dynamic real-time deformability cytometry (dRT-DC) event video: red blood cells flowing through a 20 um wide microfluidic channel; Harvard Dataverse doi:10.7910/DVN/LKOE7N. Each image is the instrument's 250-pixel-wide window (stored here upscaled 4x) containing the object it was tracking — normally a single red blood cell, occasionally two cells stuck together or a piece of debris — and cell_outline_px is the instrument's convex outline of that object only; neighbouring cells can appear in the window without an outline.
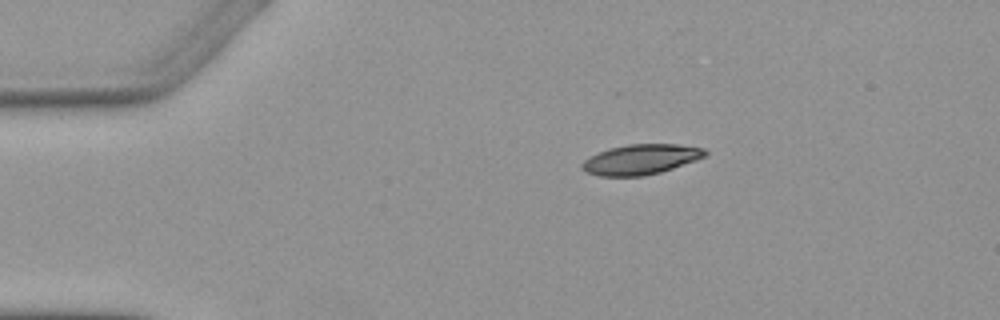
{"species": "Egyptian fruit bat (a non-hibernating species)", "species_latin": "Rousettus aegyptiacus", "temperature_condition": "warm", "stored_images_in_passage": 3, "camera_frame_rate_fps": 3000, "um_per_image_px": 0.085, "animal": {"sex": "female"}, "frame": {"image": 1, "passage_image": 1, "time_ms": 0.0, "image_size_px": [1000, 320], "cell_outline_px": [[708, 152], [704, 156], [696, 160], [660, 172], [644, 176], [600, 176], [584, 172], [580, 168], [580, 164], [584, 160], [608, 148], [628, 144], [676, 144], [704, 148]], "centroid_in_image_um": [54.43, 13.55], "position_along_channel_um": 30.6, "area_um2": 21.56}}
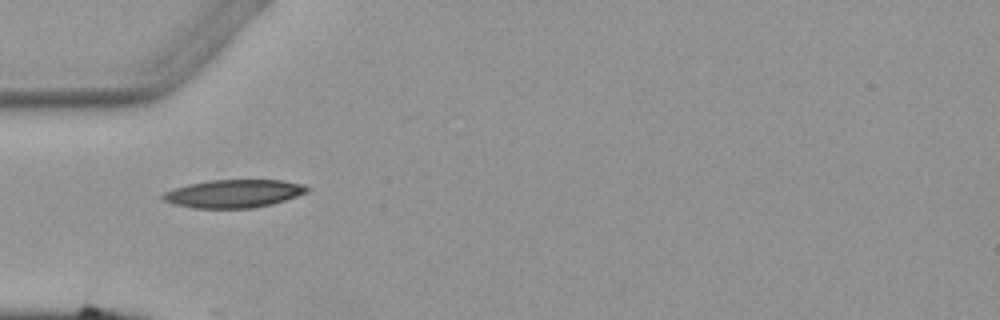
{"frame": {"image": 2, "passage_image": 3, "time_ms": 2.333, "image_size_px": [1000, 320], "cell_outline_px": [[312, 188], [308, 192], [272, 204], [252, 208], [192, 208], [172, 204], [164, 200], [160, 196], [164, 192], [188, 184], [208, 180], [284, 180], [304, 184]], "centroid_in_image_um": [19.88, 16.45], "position_along_channel_um": 65.1, "area_um2": 23.7}}